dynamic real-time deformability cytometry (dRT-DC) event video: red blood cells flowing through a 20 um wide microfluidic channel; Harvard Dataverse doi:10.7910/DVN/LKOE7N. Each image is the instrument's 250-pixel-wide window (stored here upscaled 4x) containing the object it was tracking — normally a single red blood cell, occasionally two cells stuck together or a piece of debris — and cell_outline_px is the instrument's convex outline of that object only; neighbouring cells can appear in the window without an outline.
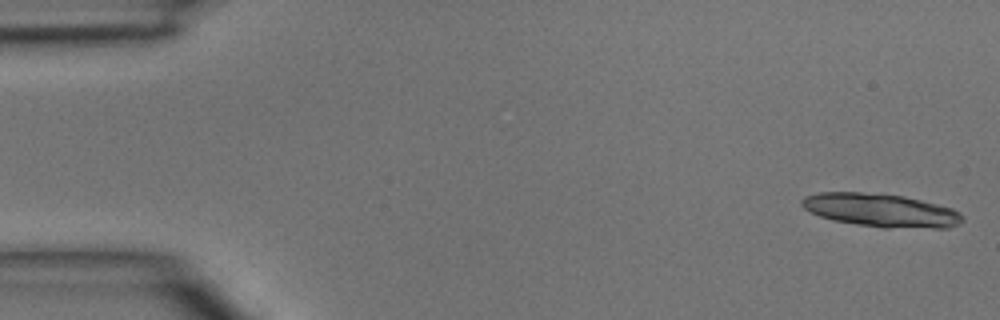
{"species": "common noctule bat (a hibernating species)", "species_latin": "Nyctalus noctula", "temperature_condition": "room temperature", "stored_images_in_passage": 16, "segment_of_instrument_passage": [1, 2], "camera_frame_rate_fps": 3000, "um_per_image_px": 0.085, "animal": {"sex": "male", "body_mass_g": 15.6}, "frame": {"image": 1, "passage_image": 1, "time_ms": 0.0, "image_size_px": [1000, 320], "cell_outline_px": [[964, 220], [960, 224], [948, 228], [880, 228], [832, 220], [808, 212], [800, 204], [800, 200], [804, 196], [820, 192], [860, 192], [904, 196], [952, 208], [960, 212], [964, 216]], "centroid_in_image_um": [74.87, 17.89], "position_along_channel_um": 10.1, "area_um2": 31.5}}
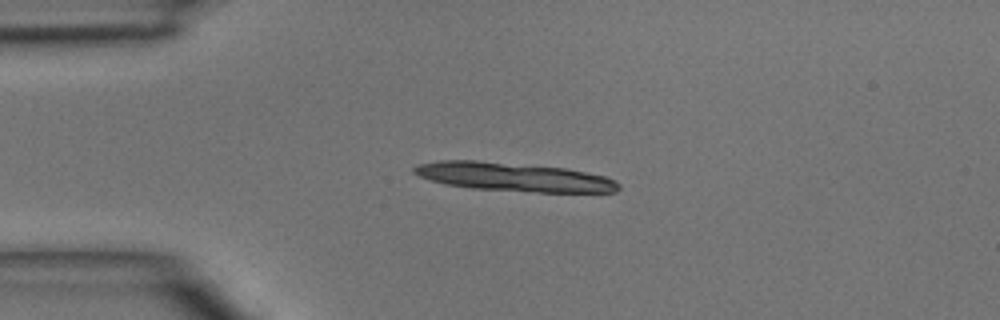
{"frame": {"image": 2, "passage_image": 10, "time_ms": 3.0, "image_size_px": [1000, 320], "cell_outline_px": [[620, 188], [616, 192], [536, 192], [472, 188], [444, 184], [420, 176], [412, 172], [412, 168], [420, 164], [440, 160], [476, 160], [564, 168], [604, 176], [616, 180], [620, 184]], "centroid_in_image_um": [43.68, 15.04], "position_along_channel_um": 41.3, "area_um2": 33.93}}